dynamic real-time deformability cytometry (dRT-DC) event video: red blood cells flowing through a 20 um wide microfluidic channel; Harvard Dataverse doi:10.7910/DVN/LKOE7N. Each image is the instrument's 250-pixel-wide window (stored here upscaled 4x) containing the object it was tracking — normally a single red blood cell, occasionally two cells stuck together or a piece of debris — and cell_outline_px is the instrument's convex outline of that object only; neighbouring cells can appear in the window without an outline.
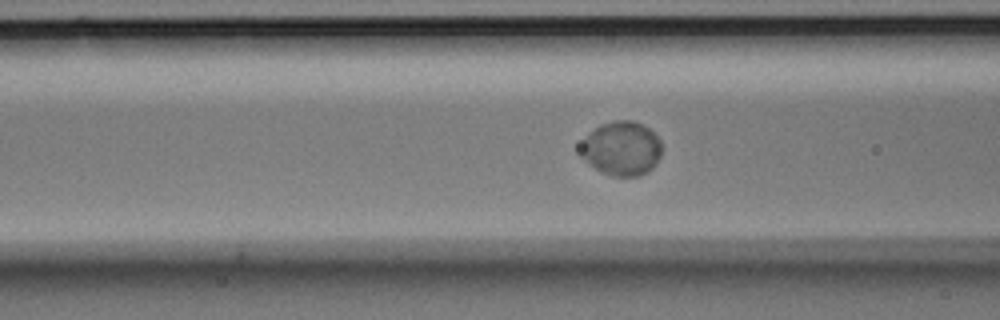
{"species": "Egyptian fruit bat (a non-hibernating species)", "species_latin": "Rousettus aegyptiacus", "temperature_condition": "room temperature", "stored_images_in_passage": 24, "camera_frame_rate_fps": 3000, "um_per_image_px": 0.085, "animal": {"sex": "male"}, "frame": {"image": 1, "passage_image": 21, "time_ms": 6.667, "image_size_px": [1000, 320], "cell_outline_px": [[660, 156], [656, 164], [652, 168], [640, 176], [612, 176], [600, 172], [584, 160], [580, 156], [580, 144], [600, 124], [616, 120], [632, 120], [648, 128], [660, 140]], "centroid_in_image_um": [52.82, 12.64], "position_along_channel_um": 113.8, "area_um2": 25.49}}